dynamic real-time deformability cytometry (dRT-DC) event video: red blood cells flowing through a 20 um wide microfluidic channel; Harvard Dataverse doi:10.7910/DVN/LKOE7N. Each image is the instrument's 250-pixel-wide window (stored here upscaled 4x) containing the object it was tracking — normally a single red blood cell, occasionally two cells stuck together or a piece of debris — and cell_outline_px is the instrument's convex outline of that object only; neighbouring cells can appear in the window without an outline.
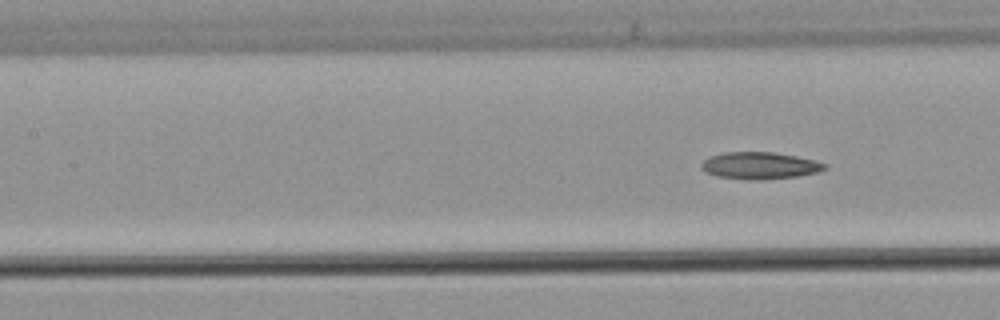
{"species": "common noctule bat (a hibernating species)", "species_latin": "Nyctalus noctula", "temperature_condition": "warm", "stored_images_in_passage": 7, "segment_of_instrument_passage": [2, 2], "camera_frame_rate_fps": 3000, "um_per_image_px": 0.085, "animal": {"sex": "male", "body_mass_g": 21.5, "forearm_length_mm": 52.0}, "frame": {"image": 1, "passage_image": 7, "time_ms": 2.0, "image_size_px": [1000, 320], "cell_outline_px": [[828, 168], [816, 172], [796, 176], [760, 180], [748, 180], [716, 176], [704, 172], [700, 168], [700, 164], [708, 156], [724, 152], [776, 152], [796, 156], [828, 164]], "centroid_in_image_um": [64.52, 14.07], "position_along_channel_um": 142.9, "area_um2": 19.54}}